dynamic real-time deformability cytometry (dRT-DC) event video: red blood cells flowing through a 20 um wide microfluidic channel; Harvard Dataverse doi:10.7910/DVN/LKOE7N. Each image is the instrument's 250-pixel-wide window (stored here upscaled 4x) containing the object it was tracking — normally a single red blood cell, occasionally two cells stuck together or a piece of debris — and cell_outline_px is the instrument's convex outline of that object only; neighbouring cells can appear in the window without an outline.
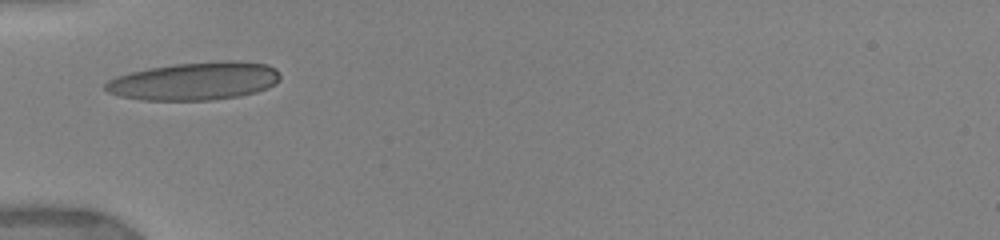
{"species": "human", "species_latin": "Homo sapiens", "temperature_condition": "warm", "stored_images_in_passage": 14, "camera_frame_rate_fps": 3000, "um_per_image_px": 0.085, "donor": {"sex": "female"}, "frame": {"image": 1, "passage_image": 1, "time_ms": 0.0, "image_size_px": [1000, 240], "cell_outline_px": [[280, 80], [276, 84], [268, 88], [256, 92], [240, 96], [212, 100], [144, 100], [120, 96], [108, 92], [104, 88], [104, 84], [108, 80], [116, 76], [148, 68], [176, 64], [220, 60], [240, 60], [268, 64], [276, 68], [280, 72]], "centroid_in_image_um": [16.61, 6.88], "position_along_channel_um": 68.4, "area_um2": 39.07}}